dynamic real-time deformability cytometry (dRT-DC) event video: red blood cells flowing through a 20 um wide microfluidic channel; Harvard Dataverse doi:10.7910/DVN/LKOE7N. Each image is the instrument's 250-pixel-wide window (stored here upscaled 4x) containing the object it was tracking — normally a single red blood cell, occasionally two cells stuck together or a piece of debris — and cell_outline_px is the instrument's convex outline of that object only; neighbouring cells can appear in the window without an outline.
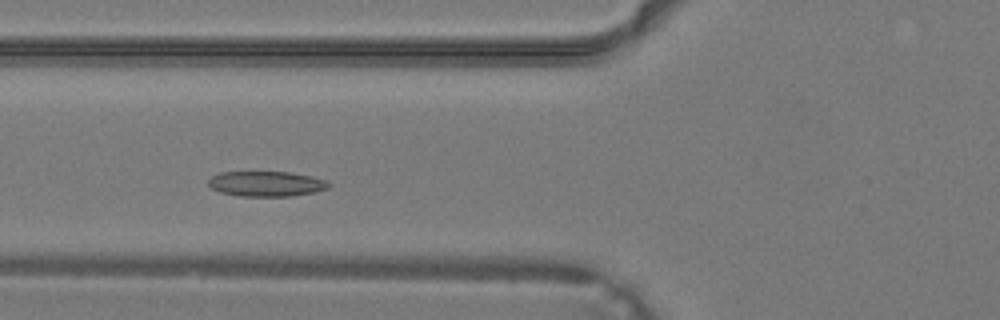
{"species": "common noctule bat (a hibernating species)", "species_latin": "Nyctalus noctula", "temperature_condition": "warm", "stored_images_in_passage": 30, "camera_frame_rate_fps": 3000, "um_per_image_px": 0.085, "animal": {"sex": "male", "body_mass_g": 19.2, "forearm_length_mm": 51.8}, "frame": {"image": 1, "passage_image": 6, "time_ms": 1.667, "image_size_px": [1000, 320], "cell_outline_px": [[332, 184], [328, 188], [316, 192], [292, 196], [240, 196], [220, 192], [212, 188], [208, 184], [208, 180], [212, 176], [220, 172], [288, 172], [312, 176], [328, 180]], "centroid_in_image_um": [22.68, 15.62], "position_along_channel_um": 103.1, "area_um2": 17.8}}
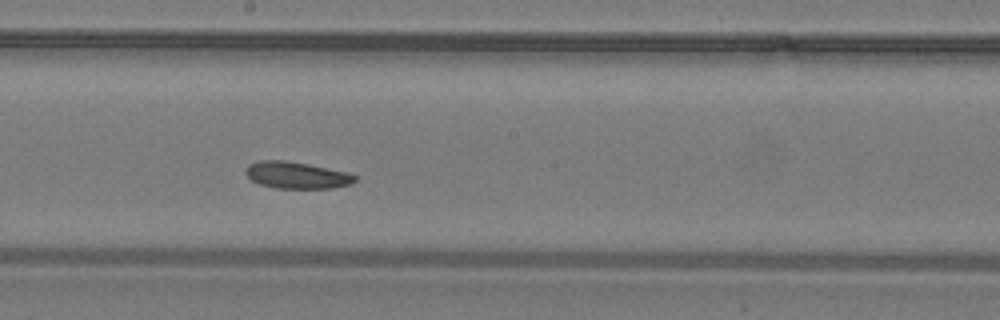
{"frame": {"image": 2, "passage_image": 13, "time_ms": 4.0, "image_size_px": [1000, 320], "cell_outline_px": [[356, 180], [348, 184], [332, 188], [276, 188], [260, 184], [252, 180], [244, 172], [248, 164], [260, 160], [284, 160], [308, 164], [348, 172], [356, 176]], "centroid_in_image_um": [25.19, 14.88], "position_along_channel_um": 223.0, "area_um2": 16.94}}
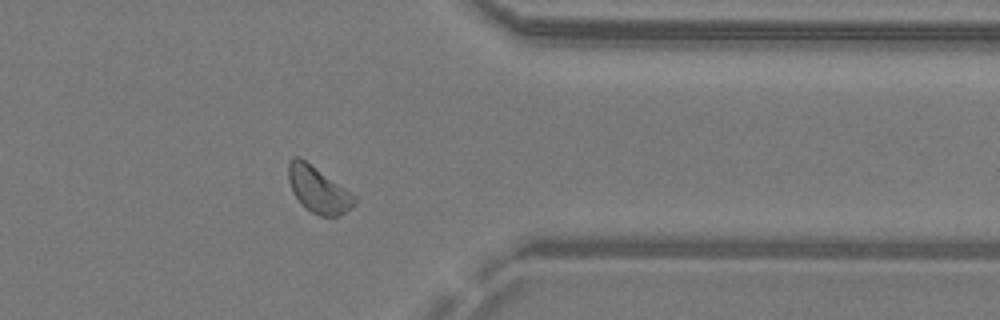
{"frame": {"image": 3, "passage_image": 23, "time_ms": 7.333, "image_size_px": [1000, 320], "cell_outline_px": [[356, 204], [352, 208], [340, 216], [320, 216], [304, 208], [300, 204], [292, 192], [288, 180], [288, 164], [292, 156], [300, 156], [356, 196]], "centroid_in_image_um": [27.03, 16.13], "position_along_channel_um": 384.4, "area_um2": 17.98}}